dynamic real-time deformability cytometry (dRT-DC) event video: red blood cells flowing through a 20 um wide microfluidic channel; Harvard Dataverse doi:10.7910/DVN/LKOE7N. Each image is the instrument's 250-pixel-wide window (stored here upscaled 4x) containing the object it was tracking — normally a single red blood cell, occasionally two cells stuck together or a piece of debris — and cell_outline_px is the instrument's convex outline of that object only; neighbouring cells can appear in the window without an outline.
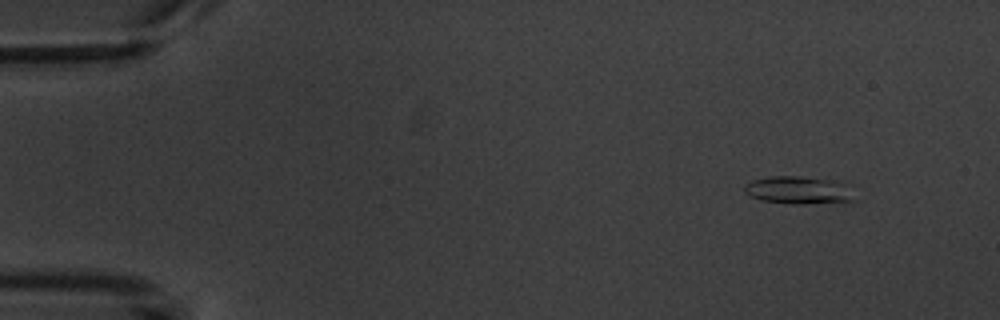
{"species": "common noctule bat (a hibernating species)", "species_latin": "Nyctalus noctula", "temperature_condition": "warm", "stored_images_in_passage": 7, "camera_frame_rate_fps": 3000, "um_per_image_px": 0.085, "animal": {"sex": "male", "body_mass_g": 20.1, "forearm_length_mm": 53.5}, "frame": {"image": 1, "passage_image": 1, "time_ms": 0.0, "image_size_px": [1000, 320], "cell_outline_px": [[860, 200], [804, 204], [796, 204], [760, 200], [744, 192], [744, 184], [752, 180], [768, 176], [800, 176], [844, 180]], "centroid_in_image_um": [67.98, 16.14], "position_along_channel_um": 17.0, "area_um2": 18.38}}
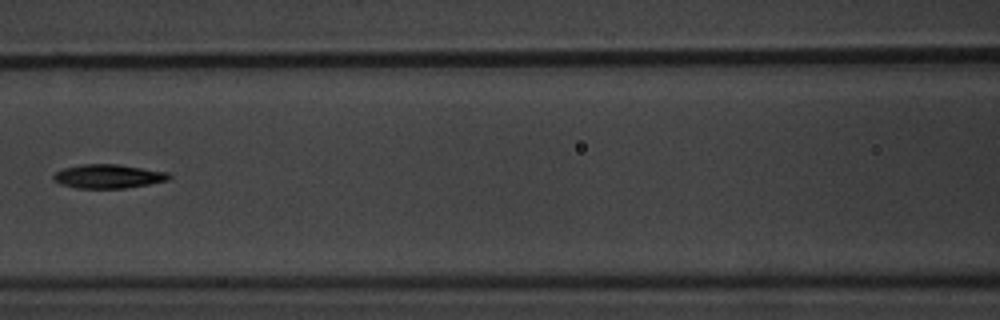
{"frame": {"image": 2, "passage_image": 6, "time_ms": 6.667, "image_size_px": [1000, 320], "cell_outline_px": [[172, 176], [168, 180], [148, 184], [124, 188], [76, 188], [60, 184], [52, 180], [52, 176], [56, 172], [64, 168], [80, 164], [120, 164], [168, 172]], "centroid_in_image_um": [9.18, 14.98], "position_along_channel_um": 157.4, "area_um2": 16.18}}
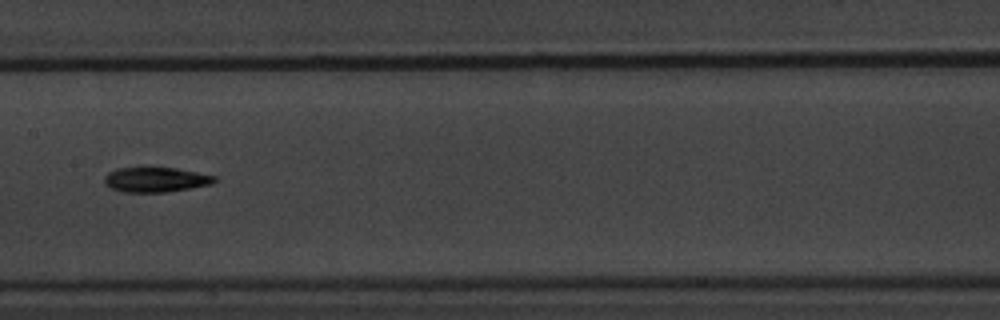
{"frame": {"image": 3, "passage_image": 7, "time_ms": 7.667, "image_size_px": [1000, 320], "cell_outline_px": [[220, 180], [212, 184], [164, 192], [124, 192], [112, 188], [104, 184], [104, 176], [108, 172], [116, 168], [176, 168], [216, 176]], "centroid_in_image_um": [13.24, 15.27], "position_along_channel_um": 194.2, "area_um2": 15.9}}